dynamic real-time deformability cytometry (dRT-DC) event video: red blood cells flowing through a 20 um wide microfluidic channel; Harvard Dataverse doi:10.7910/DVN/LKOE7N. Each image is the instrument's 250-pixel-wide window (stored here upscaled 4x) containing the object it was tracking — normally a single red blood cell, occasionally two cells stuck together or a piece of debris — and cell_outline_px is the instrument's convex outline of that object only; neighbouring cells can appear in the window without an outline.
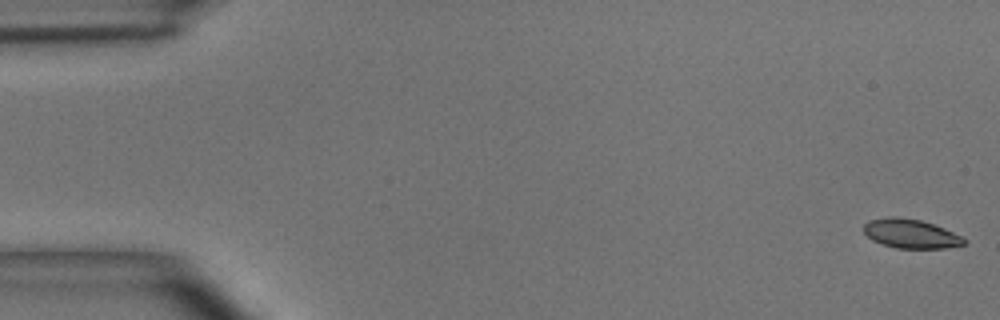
{"species": "common noctule bat (a hibernating species)", "species_latin": "Nyctalus noctula", "temperature_condition": "room temperature", "stored_images_in_passage": 51, "camera_frame_rate_fps": 3000, "um_per_image_px": 0.085, "animal": {"sex": "male", "body_mass_g": 15.6}, "frame": {"image": 1, "passage_image": 1, "time_ms": 0.0, "image_size_px": [1000, 320], "cell_outline_px": [[968, 240], [964, 244], [944, 248], [896, 248], [872, 240], [864, 232], [864, 224], [868, 220], [888, 216], [896, 216], [920, 220], [944, 228]], "centroid_in_image_um": [77.39, 19.85], "position_along_channel_um": 7.6, "area_um2": 16.88}}
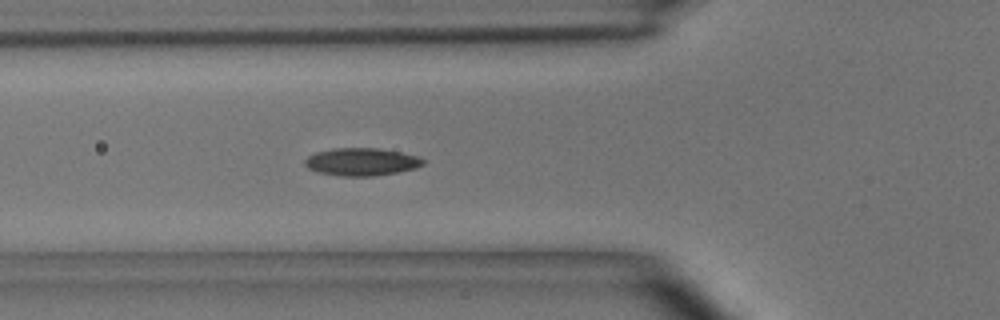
{"frame": {"image": 2, "passage_image": 18, "time_ms": 5.667, "image_size_px": [1000, 320], "cell_outline_px": [[424, 164], [416, 168], [396, 172], [372, 176], [340, 176], [316, 172], [308, 168], [304, 164], [304, 160], [308, 156], [316, 152], [332, 148], [380, 148], [400, 152], [416, 156], [424, 160]], "centroid_in_image_um": [30.69, 13.75], "position_along_channel_um": 95.1, "area_um2": 19.07}}
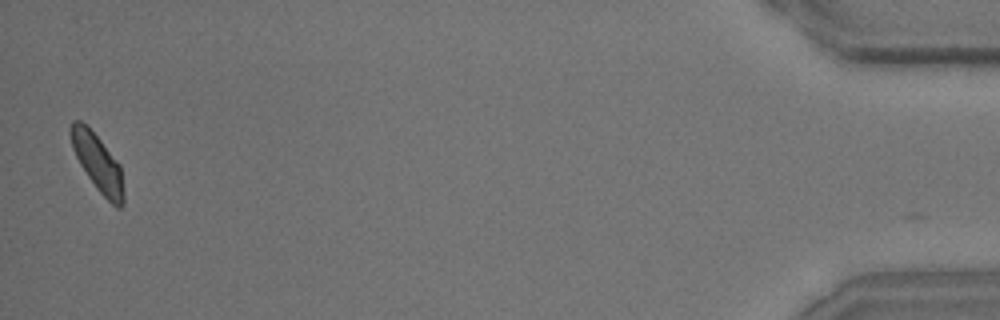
{"frame": {"image": 3, "passage_image": 50, "time_ms": 16.333, "image_size_px": [1000, 320], "cell_outline_px": [[124, 204], [120, 208], [116, 208], [96, 188], [80, 164], [72, 148], [68, 132], [68, 128], [72, 120], [80, 120], [100, 140], [120, 164], [124, 192]], "centroid_in_image_um": [8.29, 13.84], "position_along_channel_um": 426.9, "area_um2": 17.57}, "authors_computed_cell_mechanics": {"area_um2": 17.918, "velocity_mm_per_s": 3.9554, "shape_relaxation_time_tau1_ms": 5.0027, "shape_relaxation_time_tau2_ms": 3.9758, "deformation_change_tau1": 0.1184, "deformation_change_tau2": 0.074}}